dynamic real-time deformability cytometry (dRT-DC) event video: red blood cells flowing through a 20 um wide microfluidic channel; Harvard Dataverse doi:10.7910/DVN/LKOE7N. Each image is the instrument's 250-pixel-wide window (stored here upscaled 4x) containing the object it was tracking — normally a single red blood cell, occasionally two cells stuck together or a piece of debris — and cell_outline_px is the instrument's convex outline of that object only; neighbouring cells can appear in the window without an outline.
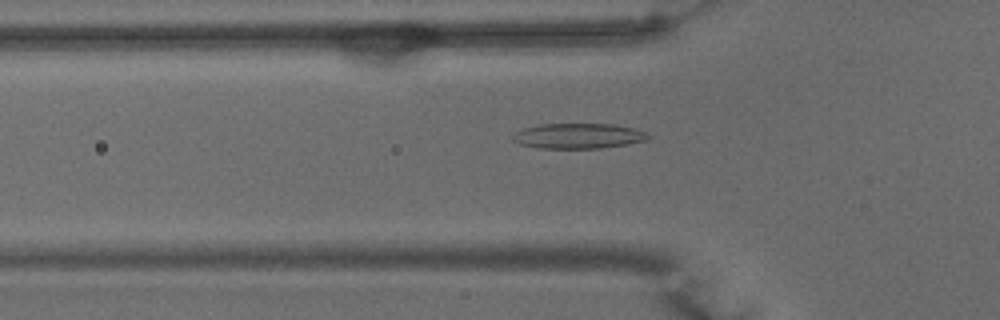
{"species": "common noctule bat (a hibernating species)", "species_latin": "Nyctalus noctula", "temperature_condition": "warm", "stored_images_in_passage": 39, "camera_frame_rate_fps": 3000, "um_per_image_px": 0.085, "animal": {"sex": "male", "body_mass_g": 15.6}, "frame": {"image": 1, "passage_image": 4, "time_ms": 1.0, "image_size_px": [1000, 320], "cell_outline_px": [[652, 136], [644, 140], [624, 144], [600, 148], [540, 148], [520, 144], [512, 140], [512, 136], [516, 132], [524, 128], [540, 124], [612, 124], [632, 128], [644, 132]], "centroid_in_image_um": [49.11, 11.55], "position_along_channel_um": 76.7, "area_um2": 19.59}}
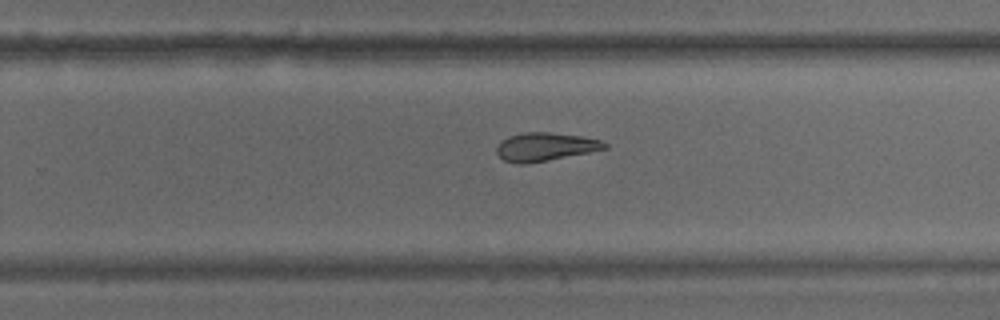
{"frame": {"image": 2, "passage_image": 20, "time_ms": 6.333, "image_size_px": [1000, 320], "cell_outline_px": [[608, 148], [548, 160], [524, 164], [520, 164], [504, 160], [496, 152], [496, 148], [500, 140], [508, 136], [524, 132], [548, 132], [584, 136], [600, 140], [608, 144]], "centroid_in_image_um": [46.32, 12.46], "position_along_channel_um": 283.5, "area_um2": 17.8}}
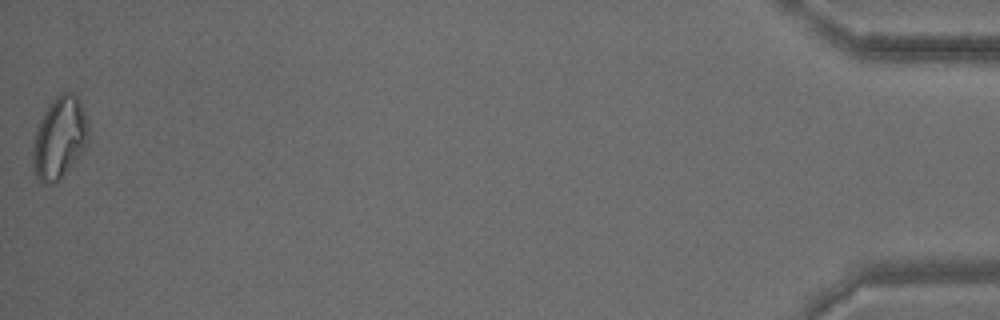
{"frame": {"image": 3, "passage_image": 39, "time_ms": 12.667, "image_size_px": [1000, 320], "cell_outline_px": [[88, 144], [60, 180], [56, 184], [40, 184], [36, 180], [32, 156], [32, 148], [36, 128], [48, 104], [60, 92], [72, 92], [80, 100], [84, 112], [88, 128]], "centroid_in_image_um": [5.03, 11.75], "position_along_channel_um": 430.2, "area_um2": 26.82}, "authors_computed_cell_mechanics": {"area_um2": 18.785, "velocity_mm_per_s": 3.8635, "shape_relaxation_time_tau1_ms": null, "shape_relaxation_time_tau2_ms": 9.7346, "deformation_change_tau1": null, "deformation_change_tau2": 0.2062}}